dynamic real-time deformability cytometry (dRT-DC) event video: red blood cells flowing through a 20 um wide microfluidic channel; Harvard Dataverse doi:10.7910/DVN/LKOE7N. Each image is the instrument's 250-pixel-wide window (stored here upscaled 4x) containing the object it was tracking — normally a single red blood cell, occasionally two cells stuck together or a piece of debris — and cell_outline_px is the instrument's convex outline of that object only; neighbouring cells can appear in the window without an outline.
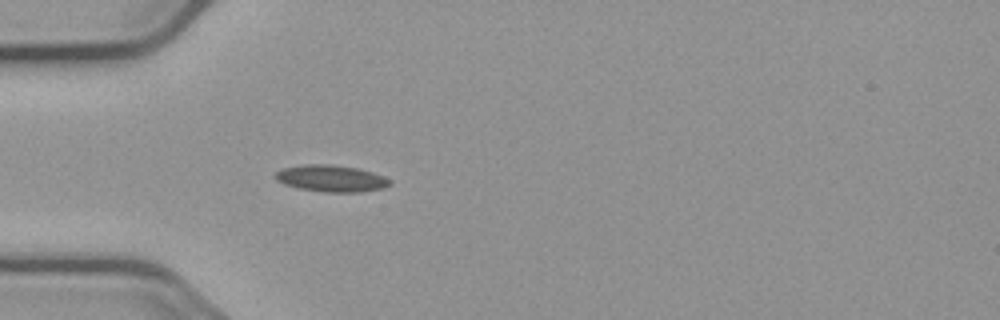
{"species": "common noctule bat (a hibernating species)", "species_latin": "Nyctalus noctula", "temperature_condition": "cold", "stored_images_in_passage": 5, "camera_frame_rate_fps": 3000, "um_per_image_px": 0.085, "animal": {"sex": "male", "body_mass_g": 23.1, "forearm_length_mm": 52.7}, "frame": {"image": 1, "passage_image": 5, "time_ms": 4.667, "image_size_px": [1000, 320], "cell_outline_px": [[392, 184], [384, 188], [360, 192], [324, 192], [300, 188], [284, 184], [276, 180], [272, 176], [276, 172], [284, 168], [304, 164], [332, 164], [360, 168], [384, 176], [392, 180]], "centroid_in_image_um": [28.18, 15.16], "position_along_channel_um": 56.8, "area_um2": 18.03}}